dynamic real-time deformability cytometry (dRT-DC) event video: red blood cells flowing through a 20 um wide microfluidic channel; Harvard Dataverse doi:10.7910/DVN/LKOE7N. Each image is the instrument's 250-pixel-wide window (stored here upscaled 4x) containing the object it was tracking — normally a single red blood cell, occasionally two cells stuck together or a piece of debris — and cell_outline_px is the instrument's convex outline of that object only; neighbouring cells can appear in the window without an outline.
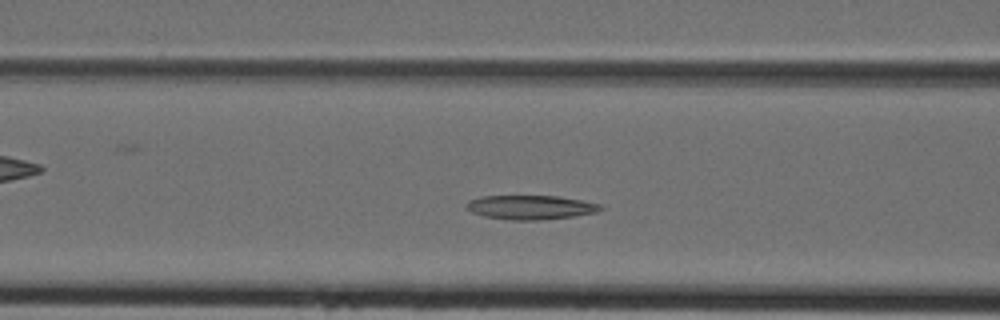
{"species": "Egyptian fruit bat (a non-hibernating species)", "species_latin": "Rousettus aegyptiacus", "temperature_condition": "cold", "stored_images_in_passage": 37, "camera_frame_rate_fps": 3000, "um_per_image_px": 0.085, "animal": {"sex": "female"}, "frame": {"image": 1, "passage_image": 10, "time_ms": 3.0, "image_size_px": [1000, 320], "cell_outline_px": [[604, 208], [596, 212], [572, 216], [536, 220], [512, 220], [484, 216], [472, 212], [464, 208], [464, 204], [468, 200], [480, 196], [556, 196], [604, 204]], "centroid_in_image_um": [45.06, 17.61], "position_along_channel_um": 121.5, "area_um2": 18.9}}
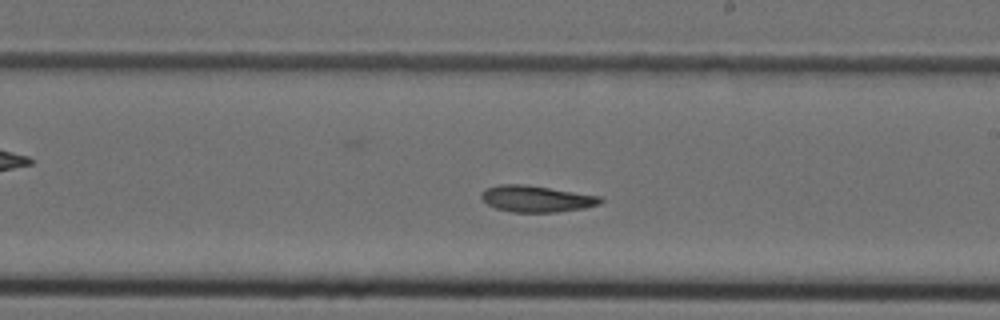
{"frame": {"image": 2, "passage_image": 18, "time_ms": 5.667, "image_size_px": [1000, 320], "cell_outline_px": [[604, 200], [600, 204], [584, 208], [556, 212], [512, 212], [496, 208], [488, 204], [480, 196], [488, 188], [500, 184], [524, 184], [600, 196]], "centroid_in_image_um": [45.63, 16.9], "position_along_channel_um": 243.4, "area_um2": 18.09}}
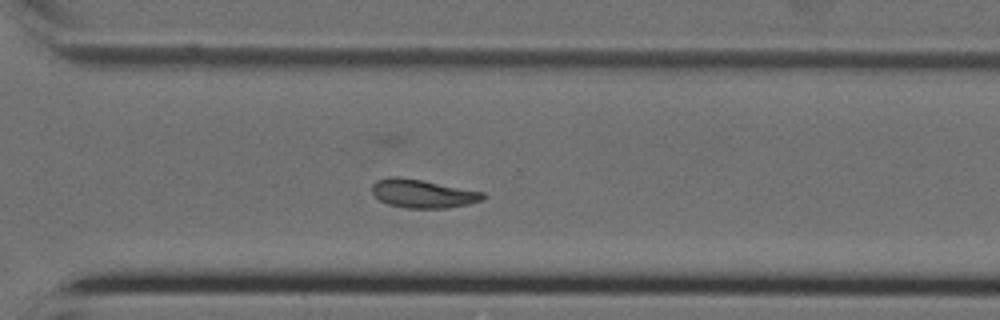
{"frame": {"image": 3, "passage_image": 24, "time_ms": 7.667, "image_size_px": [1000, 320], "cell_outline_px": [[488, 196], [484, 200], [468, 204], [448, 208], [404, 208], [388, 204], [380, 200], [372, 192], [372, 184], [376, 180], [392, 176], [396, 176], [420, 180], [484, 192]], "centroid_in_image_um": [35.95, 16.47], "position_along_channel_um": 334.6, "area_um2": 18.38}}